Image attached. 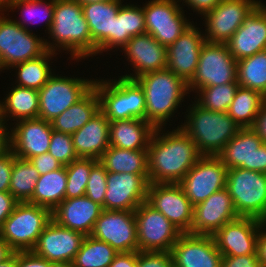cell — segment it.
Here are the masks:
<instances>
[{
    "label": "cell",
    "instance_id": "cell-1",
    "mask_svg": "<svg viewBox=\"0 0 266 267\" xmlns=\"http://www.w3.org/2000/svg\"><path fill=\"white\" fill-rule=\"evenodd\" d=\"M162 130L156 128L149 143L148 183L178 184L202 155L181 127Z\"/></svg>",
    "mask_w": 266,
    "mask_h": 267
},
{
    "label": "cell",
    "instance_id": "cell-2",
    "mask_svg": "<svg viewBox=\"0 0 266 267\" xmlns=\"http://www.w3.org/2000/svg\"><path fill=\"white\" fill-rule=\"evenodd\" d=\"M48 34V38L51 36L52 39V42L45 40L48 51H71V60L76 61L94 55L89 25L84 18L82 5L76 0H55L53 22Z\"/></svg>",
    "mask_w": 266,
    "mask_h": 267
},
{
    "label": "cell",
    "instance_id": "cell-3",
    "mask_svg": "<svg viewBox=\"0 0 266 267\" xmlns=\"http://www.w3.org/2000/svg\"><path fill=\"white\" fill-rule=\"evenodd\" d=\"M135 80L145 93V121L155 128L166 126L185 95L190 94L188 83L167 68L143 74Z\"/></svg>",
    "mask_w": 266,
    "mask_h": 267
},
{
    "label": "cell",
    "instance_id": "cell-4",
    "mask_svg": "<svg viewBox=\"0 0 266 267\" xmlns=\"http://www.w3.org/2000/svg\"><path fill=\"white\" fill-rule=\"evenodd\" d=\"M192 103L186 111V122L180 127L202 156H217L241 128L227 112L207 110L195 101Z\"/></svg>",
    "mask_w": 266,
    "mask_h": 267
},
{
    "label": "cell",
    "instance_id": "cell-5",
    "mask_svg": "<svg viewBox=\"0 0 266 267\" xmlns=\"http://www.w3.org/2000/svg\"><path fill=\"white\" fill-rule=\"evenodd\" d=\"M100 111L111 121L142 119L146 117V99L143 88L136 80L119 77L116 79H94Z\"/></svg>",
    "mask_w": 266,
    "mask_h": 267
},
{
    "label": "cell",
    "instance_id": "cell-6",
    "mask_svg": "<svg viewBox=\"0 0 266 267\" xmlns=\"http://www.w3.org/2000/svg\"><path fill=\"white\" fill-rule=\"evenodd\" d=\"M52 212L29 202H18L0 228V236L14 252L32 251Z\"/></svg>",
    "mask_w": 266,
    "mask_h": 267
},
{
    "label": "cell",
    "instance_id": "cell-7",
    "mask_svg": "<svg viewBox=\"0 0 266 267\" xmlns=\"http://www.w3.org/2000/svg\"><path fill=\"white\" fill-rule=\"evenodd\" d=\"M226 188L239 216L266 221V174L240 167L227 169Z\"/></svg>",
    "mask_w": 266,
    "mask_h": 267
},
{
    "label": "cell",
    "instance_id": "cell-8",
    "mask_svg": "<svg viewBox=\"0 0 266 267\" xmlns=\"http://www.w3.org/2000/svg\"><path fill=\"white\" fill-rule=\"evenodd\" d=\"M237 82V61L224 43L205 42L193 78L188 82L189 92L204 87Z\"/></svg>",
    "mask_w": 266,
    "mask_h": 267
},
{
    "label": "cell",
    "instance_id": "cell-9",
    "mask_svg": "<svg viewBox=\"0 0 266 267\" xmlns=\"http://www.w3.org/2000/svg\"><path fill=\"white\" fill-rule=\"evenodd\" d=\"M2 13H0L1 72L15 64L40 57L47 51L44 38L27 31Z\"/></svg>",
    "mask_w": 266,
    "mask_h": 267
},
{
    "label": "cell",
    "instance_id": "cell-10",
    "mask_svg": "<svg viewBox=\"0 0 266 267\" xmlns=\"http://www.w3.org/2000/svg\"><path fill=\"white\" fill-rule=\"evenodd\" d=\"M94 80L52 75L38 91V118L52 121L81 100L92 88Z\"/></svg>",
    "mask_w": 266,
    "mask_h": 267
},
{
    "label": "cell",
    "instance_id": "cell-11",
    "mask_svg": "<svg viewBox=\"0 0 266 267\" xmlns=\"http://www.w3.org/2000/svg\"><path fill=\"white\" fill-rule=\"evenodd\" d=\"M138 251L170 252L182 232L147 202L134 211Z\"/></svg>",
    "mask_w": 266,
    "mask_h": 267
},
{
    "label": "cell",
    "instance_id": "cell-12",
    "mask_svg": "<svg viewBox=\"0 0 266 267\" xmlns=\"http://www.w3.org/2000/svg\"><path fill=\"white\" fill-rule=\"evenodd\" d=\"M179 2V0H150L143 6L146 33L166 47L174 43L192 25Z\"/></svg>",
    "mask_w": 266,
    "mask_h": 267
},
{
    "label": "cell",
    "instance_id": "cell-13",
    "mask_svg": "<svg viewBox=\"0 0 266 267\" xmlns=\"http://www.w3.org/2000/svg\"><path fill=\"white\" fill-rule=\"evenodd\" d=\"M146 202L161 212L182 233L191 234L194 206L179 184H149Z\"/></svg>",
    "mask_w": 266,
    "mask_h": 267
},
{
    "label": "cell",
    "instance_id": "cell-14",
    "mask_svg": "<svg viewBox=\"0 0 266 267\" xmlns=\"http://www.w3.org/2000/svg\"><path fill=\"white\" fill-rule=\"evenodd\" d=\"M227 167L217 156H202L178 183L193 206L226 187Z\"/></svg>",
    "mask_w": 266,
    "mask_h": 267
},
{
    "label": "cell",
    "instance_id": "cell-15",
    "mask_svg": "<svg viewBox=\"0 0 266 267\" xmlns=\"http://www.w3.org/2000/svg\"><path fill=\"white\" fill-rule=\"evenodd\" d=\"M90 236L108 243L119 253L138 251L134 211L102 209Z\"/></svg>",
    "mask_w": 266,
    "mask_h": 267
},
{
    "label": "cell",
    "instance_id": "cell-16",
    "mask_svg": "<svg viewBox=\"0 0 266 267\" xmlns=\"http://www.w3.org/2000/svg\"><path fill=\"white\" fill-rule=\"evenodd\" d=\"M258 5V0H222L203 17L206 24L205 40L226 44Z\"/></svg>",
    "mask_w": 266,
    "mask_h": 267
},
{
    "label": "cell",
    "instance_id": "cell-17",
    "mask_svg": "<svg viewBox=\"0 0 266 267\" xmlns=\"http://www.w3.org/2000/svg\"><path fill=\"white\" fill-rule=\"evenodd\" d=\"M84 238L83 233L67 229L51 219L32 251L59 267H70Z\"/></svg>",
    "mask_w": 266,
    "mask_h": 267
},
{
    "label": "cell",
    "instance_id": "cell-18",
    "mask_svg": "<svg viewBox=\"0 0 266 267\" xmlns=\"http://www.w3.org/2000/svg\"><path fill=\"white\" fill-rule=\"evenodd\" d=\"M217 157L227 169L240 167L266 174V143L252 128H241Z\"/></svg>",
    "mask_w": 266,
    "mask_h": 267
},
{
    "label": "cell",
    "instance_id": "cell-19",
    "mask_svg": "<svg viewBox=\"0 0 266 267\" xmlns=\"http://www.w3.org/2000/svg\"><path fill=\"white\" fill-rule=\"evenodd\" d=\"M264 221L254 217H238L224 224L214 235L222 256L257 254V238Z\"/></svg>",
    "mask_w": 266,
    "mask_h": 267
},
{
    "label": "cell",
    "instance_id": "cell-20",
    "mask_svg": "<svg viewBox=\"0 0 266 267\" xmlns=\"http://www.w3.org/2000/svg\"><path fill=\"white\" fill-rule=\"evenodd\" d=\"M240 217L227 188L194 206L191 234L213 236L224 224Z\"/></svg>",
    "mask_w": 266,
    "mask_h": 267
},
{
    "label": "cell",
    "instance_id": "cell-21",
    "mask_svg": "<svg viewBox=\"0 0 266 267\" xmlns=\"http://www.w3.org/2000/svg\"><path fill=\"white\" fill-rule=\"evenodd\" d=\"M170 253L179 267H221L222 263V254L210 235L182 233Z\"/></svg>",
    "mask_w": 266,
    "mask_h": 267
},
{
    "label": "cell",
    "instance_id": "cell-22",
    "mask_svg": "<svg viewBox=\"0 0 266 267\" xmlns=\"http://www.w3.org/2000/svg\"><path fill=\"white\" fill-rule=\"evenodd\" d=\"M149 183L138 174L107 171L104 209L135 211L146 202Z\"/></svg>",
    "mask_w": 266,
    "mask_h": 267
},
{
    "label": "cell",
    "instance_id": "cell-23",
    "mask_svg": "<svg viewBox=\"0 0 266 267\" xmlns=\"http://www.w3.org/2000/svg\"><path fill=\"white\" fill-rule=\"evenodd\" d=\"M127 60L134 68V74L121 77L135 80L143 74L154 72L167 67V47L160 44L149 33L132 37L122 48Z\"/></svg>",
    "mask_w": 266,
    "mask_h": 267
},
{
    "label": "cell",
    "instance_id": "cell-24",
    "mask_svg": "<svg viewBox=\"0 0 266 267\" xmlns=\"http://www.w3.org/2000/svg\"><path fill=\"white\" fill-rule=\"evenodd\" d=\"M9 130L11 151L15 157L29 160L48 152L53 131L50 121L40 118L23 119L15 122Z\"/></svg>",
    "mask_w": 266,
    "mask_h": 267
},
{
    "label": "cell",
    "instance_id": "cell-25",
    "mask_svg": "<svg viewBox=\"0 0 266 267\" xmlns=\"http://www.w3.org/2000/svg\"><path fill=\"white\" fill-rule=\"evenodd\" d=\"M205 42L204 34L193 23L167 47L166 68L188 83L196 72L201 48Z\"/></svg>",
    "mask_w": 266,
    "mask_h": 267
},
{
    "label": "cell",
    "instance_id": "cell-26",
    "mask_svg": "<svg viewBox=\"0 0 266 267\" xmlns=\"http://www.w3.org/2000/svg\"><path fill=\"white\" fill-rule=\"evenodd\" d=\"M236 61L266 50V14L258 5L226 42Z\"/></svg>",
    "mask_w": 266,
    "mask_h": 267
},
{
    "label": "cell",
    "instance_id": "cell-27",
    "mask_svg": "<svg viewBox=\"0 0 266 267\" xmlns=\"http://www.w3.org/2000/svg\"><path fill=\"white\" fill-rule=\"evenodd\" d=\"M121 1L112 0L82 5V12L94 43V56L112 49L113 19L123 3Z\"/></svg>",
    "mask_w": 266,
    "mask_h": 267
},
{
    "label": "cell",
    "instance_id": "cell-28",
    "mask_svg": "<svg viewBox=\"0 0 266 267\" xmlns=\"http://www.w3.org/2000/svg\"><path fill=\"white\" fill-rule=\"evenodd\" d=\"M102 206L87 196L64 199L53 211L52 219L67 229L91 234Z\"/></svg>",
    "mask_w": 266,
    "mask_h": 267
},
{
    "label": "cell",
    "instance_id": "cell-29",
    "mask_svg": "<svg viewBox=\"0 0 266 267\" xmlns=\"http://www.w3.org/2000/svg\"><path fill=\"white\" fill-rule=\"evenodd\" d=\"M110 121L99 110L81 129L72 134L78 158L99 160L110 146Z\"/></svg>",
    "mask_w": 266,
    "mask_h": 267
},
{
    "label": "cell",
    "instance_id": "cell-30",
    "mask_svg": "<svg viewBox=\"0 0 266 267\" xmlns=\"http://www.w3.org/2000/svg\"><path fill=\"white\" fill-rule=\"evenodd\" d=\"M155 127L142 119L111 121L110 146L127 150H148Z\"/></svg>",
    "mask_w": 266,
    "mask_h": 267
},
{
    "label": "cell",
    "instance_id": "cell-31",
    "mask_svg": "<svg viewBox=\"0 0 266 267\" xmlns=\"http://www.w3.org/2000/svg\"><path fill=\"white\" fill-rule=\"evenodd\" d=\"M100 110L98 94L92 88L81 100L51 121L56 132L74 134L81 129Z\"/></svg>",
    "mask_w": 266,
    "mask_h": 267
},
{
    "label": "cell",
    "instance_id": "cell-32",
    "mask_svg": "<svg viewBox=\"0 0 266 267\" xmlns=\"http://www.w3.org/2000/svg\"><path fill=\"white\" fill-rule=\"evenodd\" d=\"M99 162L108 172L134 173L148 182V150H127L109 146Z\"/></svg>",
    "mask_w": 266,
    "mask_h": 267
},
{
    "label": "cell",
    "instance_id": "cell-33",
    "mask_svg": "<svg viewBox=\"0 0 266 267\" xmlns=\"http://www.w3.org/2000/svg\"><path fill=\"white\" fill-rule=\"evenodd\" d=\"M6 95L4 102L0 101V116L5 121H8L9 118L13 119L12 121L38 118V90L16 85L12 86V89Z\"/></svg>",
    "mask_w": 266,
    "mask_h": 267
},
{
    "label": "cell",
    "instance_id": "cell-34",
    "mask_svg": "<svg viewBox=\"0 0 266 267\" xmlns=\"http://www.w3.org/2000/svg\"><path fill=\"white\" fill-rule=\"evenodd\" d=\"M66 166L40 175L29 203L48 208L51 212L65 199Z\"/></svg>",
    "mask_w": 266,
    "mask_h": 267
},
{
    "label": "cell",
    "instance_id": "cell-35",
    "mask_svg": "<svg viewBox=\"0 0 266 267\" xmlns=\"http://www.w3.org/2000/svg\"><path fill=\"white\" fill-rule=\"evenodd\" d=\"M146 33L143 6L121 5L113 19L112 49L123 48L134 36Z\"/></svg>",
    "mask_w": 266,
    "mask_h": 267
},
{
    "label": "cell",
    "instance_id": "cell-36",
    "mask_svg": "<svg viewBox=\"0 0 266 267\" xmlns=\"http://www.w3.org/2000/svg\"><path fill=\"white\" fill-rule=\"evenodd\" d=\"M265 100L260 92L239 86L227 114L240 128H252Z\"/></svg>",
    "mask_w": 266,
    "mask_h": 267
},
{
    "label": "cell",
    "instance_id": "cell-37",
    "mask_svg": "<svg viewBox=\"0 0 266 267\" xmlns=\"http://www.w3.org/2000/svg\"><path fill=\"white\" fill-rule=\"evenodd\" d=\"M58 53L46 51L40 57L27 60L13 65L11 68H15L17 74V86L40 90L54 74L50 68V59Z\"/></svg>",
    "mask_w": 266,
    "mask_h": 267
},
{
    "label": "cell",
    "instance_id": "cell-38",
    "mask_svg": "<svg viewBox=\"0 0 266 267\" xmlns=\"http://www.w3.org/2000/svg\"><path fill=\"white\" fill-rule=\"evenodd\" d=\"M237 82L266 97V50L237 61Z\"/></svg>",
    "mask_w": 266,
    "mask_h": 267
},
{
    "label": "cell",
    "instance_id": "cell-39",
    "mask_svg": "<svg viewBox=\"0 0 266 267\" xmlns=\"http://www.w3.org/2000/svg\"><path fill=\"white\" fill-rule=\"evenodd\" d=\"M118 253L108 243L88 235L70 267H108Z\"/></svg>",
    "mask_w": 266,
    "mask_h": 267
},
{
    "label": "cell",
    "instance_id": "cell-40",
    "mask_svg": "<svg viewBox=\"0 0 266 267\" xmlns=\"http://www.w3.org/2000/svg\"><path fill=\"white\" fill-rule=\"evenodd\" d=\"M39 176L38 170L29 160L16 157L9 192L18 202H29Z\"/></svg>",
    "mask_w": 266,
    "mask_h": 267
},
{
    "label": "cell",
    "instance_id": "cell-41",
    "mask_svg": "<svg viewBox=\"0 0 266 267\" xmlns=\"http://www.w3.org/2000/svg\"><path fill=\"white\" fill-rule=\"evenodd\" d=\"M17 8L19 10L21 9V13L23 15L22 19L24 18L23 20L21 19L20 21L15 20V22L18 25L25 28L27 31L32 32V30H29L30 28L27 25L31 23V20L32 23L45 20V27H46L45 31L49 32L53 22L55 0H49L48 3L44 0H15L7 7L6 10L14 11V9L16 10Z\"/></svg>",
    "mask_w": 266,
    "mask_h": 267
},
{
    "label": "cell",
    "instance_id": "cell-42",
    "mask_svg": "<svg viewBox=\"0 0 266 267\" xmlns=\"http://www.w3.org/2000/svg\"><path fill=\"white\" fill-rule=\"evenodd\" d=\"M238 87V83L204 87L195 92L198 93L199 98L196 97L197 100L194 101L204 109L215 112H227Z\"/></svg>",
    "mask_w": 266,
    "mask_h": 267
},
{
    "label": "cell",
    "instance_id": "cell-43",
    "mask_svg": "<svg viewBox=\"0 0 266 267\" xmlns=\"http://www.w3.org/2000/svg\"><path fill=\"white\" fill-rule=\"evenodd\" d=\"M98 161L94 158H78L66 166L67 184L65 199L85 196L91 168Z\"/></svg>",
    "mask_w": 266,
    "mask_h": 267
},
{
    "label": "cell",
    "instance_id": "cell-44",
    "mask_svg": "<svg viewBox=\"0 0 266 267\" xmlns=\"http://www.w3.org/2000/svg\"><path fill=\"white\" fill-rule=\"evenodd\" d=\"M48 152L57 159L63 166H67L77 160L72 135L52 131L51 141Z\"/></svg>",
    "mask_w": 266,
    "mask_h": 267
},
{
    "label": "cell",
    "instance_id": "cell-45",
    "mask_svg": "<svg viewBox=\"0 0 266 267\" xmlns=\"http://www.w3.org/2000/svg\"><path fill=\"white\" fill-rule=\"evenodd\" d=\"M107 189V170L98 161L92 168L85 189V196L98 203L104 209L105 193Z\"/></svg>",
    "mask_w": 266,
    "mask_h": 267
},
{
    "label": "cell",
    "instance_id": "cell-46",
    "mask_svg": "<svg viewBox=\"0 0 266 267\" xmlns=\"http://www.w3.org/2000/svg\"><path fill=\"white\" fill-rule=\"evenodd\" d=\"M170 252L137 251V267H170Z\"/></svg>",
    "mask_w": 266,
    "mask_h": 267
},
{
    "label": "cell",
    "instance_id": "cell-47",
    "mask_svg": "<svg viewBox=\"0 0 266 267\" xmlns=\"http://www.w3.org/2000/svg\"><path fill=\"white\" fill-rule=\"evenodd\" d=\"M16 159L11 149L0 154V192H9L10 180L14 160Z\"/></svg>",
    "mask_w": 266,
    "mask_h": 267
},
{
    "label": "cell",
    "instance_id": "cell-48",
    "mask_svg": "<svg viewBox=\"0 0 266 267\" xmlns=\"http://www.w3.org/2000/svg\"><path fill=\"white\" fill-rule=\"evenodd\" d=\"M17 267H59L47 259L36 255L33 251L17 252Z\"/></svg>",
    "mask_w": 266,
    "mask_h": 267
},
{
    "label": "cell",
    "instance_id": "cell-49",
    "mask_svg": "<svg viewBox=\"0 0 266 267\" xmlns=\"http://www.w3.org/2000/svg\"><path fill=\"white\" fill-rule=\"evenodd\" d=\"M29 161L38 170L40 175L46 174L50 171L57 170L63 166L49 152L36 155V156L30 158Z\"/></svg>",
    "mask_w": 266,
    "mask_h": 267
},
{
    "label": "cell",
    "instance_id": "cell-50",
    "mask_svg": "<svg viewBox=\"0 0 266 267\" xmlns=\"http://www.w3.org/2000/svg\"><path fill=\"white\" fill-rule=\"evenodd\" d=\"M221 267H261L258 254L222 256Z\"/></svg>",
    "mask_w": 266,
    "mask_h": 267
},
{
    "label": "cell",
    "instance_id": "cell-51",
    "mask_svg": "<svg viewBox=\"0 0 266 267\" xmlns=\"http://www.w3.org/2000/svg\"><path fill=\"white\" fill-rule=\"evenodd\" d=\"M18 201L11 195L10 192H0V228L3 222L13 212Z\"/></svg>",
    "mask_w": 266,
    "mask_h": 267
},
{
    "label": "cell",
    "instance_id": "cell-52",
    "mask_svg": "<svg viewBox=\"0 0 266 267\" xmlns=\"http://www.w3.org/2000/svg\"><path fill=\"white\" fill-rule=\"evenodd\" d=\"M183 1L182 3L186 4L192 8L193 12H198L201 16H204L206 13L210 12L217 4L222 0H179Z\"/></svg>",
    "mask_w": 266,
    "mask_h": 267
},
{
    "label": "cell",
    "instance_id": "cell-53",
    "mask_svg": "<svg viewBox=\"0 0 266 267\" xmlns=\"http://www.w3.org/2000/svg\"><path fill=\"white\" fill-rule=\"evenodd\" d=\"M108 267H137V251L118 253Z\"/></svg>",
    "mask_w": 266,
    "mask_h": 267
},
{
    "label": "cell",
    "instance_id": "cell-54",
    "mask_svg": "<svg viewBox=\"0 0 266 267\" xmlns=\"http://www.w3.org/2000/svg\"><path fill=\"white\" fill-rule=\"evenodd\" d=\"M252 129L266 143V100L263 102Z\"/></svg>",
    "mask_w": 266,
    "mask_h": 267
},
{
    "label": "cell",
    "instance_id": "cell-55",
    "mask_svg": "<svg viewBox=\"0 0 266 267\" xmlns=\"http://www.w3.org/2000/svg\"><path fill=\"white\" fill-rule=\"evenodd\" d=\"M266 221L261 224L257 238V254L261 267L266 266Z\"/></svg>",
    "mask_w": 266,
    "mask_h": 267
},
{
    "label": "cell",
    "instance_id": "cell-56",
    "mask_svg": "<svg viewBox=\"0 0 266 267\" xmlns=\"http://www.w3.org/2000/svg\"><path fill=\"white\" fill-rule=\"evenodd\" d=\"M6 122L0 116V154L8 152L11 149V136Z\"/></svg>",
    "mask_w": 266,
    "mask_h": 267
},
{
    "label": "cell",
    "instance_id": "cell-57",
    "mask_svg": "<svg viewBox=\"0 0 266 267\" xmlns=\"http://www.w3.org/2000/svg\"><path fill=\"white\" fill-rule=\"evenodd\" d=\"M13 252L8 243L0 236V262L6 260Z\"/></svg>",
    "mask_w": 266,
    "mask_h": 267
},
{
    "label": "cell",
    "instance_id": "cell-58",
    "mask_svg": "<svg viewBox=\"0 0 266 267\" xmlns=\"http://www.w3.org/2000/svg\"><path fill=\"white\" fill-rule=\"evenodd\" d=\"M0 267H17V252H13L6 260L0 262Z\"/></svg>",
    "mask_w": 266,
    "mask_h": 267
},
{
    "label": "cell",
    "instance_id": "cell-59",
    "mask_svg": "<svg viewBox=\"0 0 266 267\" xmlns=\"http://www.w3.org/2000/svg\"><path fill=\"white\" fill-rule=\"evenodd\" d=\"M15 0H0V11H6L7 7Z\"/></svg>",
    "mask_w": 266,
    "mask_h": 267
},
{
    "label": "cell",
    "instance_id": "cell-60",
    "mask_svg": "<svg viewBox=\"0 0 266 267\" xmlns=\"http://www.w3.org/2000/svg\"><path fill=\"white\" fill-rule=\"evenodd\" d=\"M79 2L81 5L83 4H89V3H94V2H106V1H112V0H76Z\"/></svg>",
    "mask_w": 266,
    "mask_h": 267
},
{
    "label": "cell",
    "instance_id": "cell-61",
    "mask_svg": "<svg viewBox=\"0 0 266 267\" xmlns=\"http://www.w3.org/2000/svg\"><path fill=\"white\" fill-rule=\"evenodd\" d=\"M259 6L263 10V12L266 14V6L264 5V3L262 4L260 0H259Z\"/></svg>",
    "mask_w": 266,
    "mask_h": 267
},
{
    "label": "cell",
    "instance_id": "cell-62",
    "mask_svg": "<svg viewBox=\"0 0 266 267\" xmlns=\"http://www.w3.org/2000/svg\"><path fill=\"white\" fill-rule=\"evenodd\" d=\"M170 267H179V266H177L176 264H174V263L172 262V264L170 265Z\"/></svg>",
    "mask_w": 266,
    "mask_h": 267
}]
</instances>
